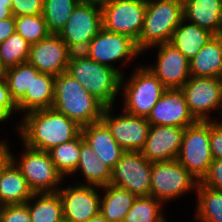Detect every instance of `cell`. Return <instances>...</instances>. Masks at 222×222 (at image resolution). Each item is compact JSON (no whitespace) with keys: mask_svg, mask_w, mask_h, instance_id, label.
<instances>
[{"mask_svg":"<svg viewBox=\"0 0 222 222\" xmlns=\"http://www.w3.org/2000/svg\"><path fill=\"white\" fill-rule=\"evenodd\" d=\"M183 18L208 30L213 35H221L222 1L183 0Z\"/></svg>","mask_w":222,"mask_h":222,"instance_id":"22","label":"cell"},{"mask_svg":"<svg viewBox=\"0 0 222 222\" xmlns=\"http://www.w3.org/2000/svg\"><path fill=\"white\" fill-rule=\"evenodd\" d=\"M197 183L176 159L152 163L150 196L161 202L185 194L196 188Z\"/></svg>","mask_w":222,"mask_h":222,"instance_id":"9","label":"cell"},{"mask_svg":"<svg viewBox=\"0 0 222 222\" xmlns=\"http://www.w3.org/2000/svg\"><path fill=\"white\" fill-rule=\"evenodd\" d=\"M5 154L16 164L27 180L34 193H55L58 191V183L63 180L62 175L56 170L49 152L25 146L26 150L21 156L20 163L9 151L8 145L0 142ZM57 187V189H53Z\"/></svg>","mask_w":222,"mask_h":222,"instance_id":"6","label":"cell"},{"mask_svg":"<svg viewBox=\"0 0 222 222\" xmlns=\"http://www.w3.org/2000/svg\"><path fill=\"white\" fill-rule=\"evenodd\" d=\"M18 110L16 102L11 97L8 85L3 78L0 79V122L8 119L13 110Z\"/></svg>","mask_w":222,"mask_h":222,"instance_id":"38","label":"cell"},{"mask_svg":"<svg viewBox=\"0 0 222 222\" xmlns=\"http://www.w3.org/2000/svg\"><path fill=\"white\" fill-rule=\"evenodd\" d=\"M135 70V74L123 85L124 111L147 118L167 88L148 68L140 67Z\"/></svg>","mask_w":222,"mask_h":222,"instance_id":"7","label":"cell"},{"mask_svg":"<svg viewBox=\"0 0 222 222\" xmlns=\"http://www.w3.org/2000/svg\"><path fill=\"white\" fill-rule=\"evenodd\" d=\"M158 199L154 197H137L123 222H165Z\"/></svg>","mask_w":222,"mask_h":222,"instance_id":"33","label":"cell"},{"mask_svg":"<svg viewBox=\"0 0 222 222\" xmlns=\"http://www.w3.org/2000/svg\"><path fill=\"white\" fill-rule=\"evenodd\" d=\"M185 127L150 125L142 155L150 162L177 159Z\"/></svg>","mask_w":222,"mask_h":222,"instance_id":"18","label":"cell"},{"mask_svg":"<svg viewBox=\"0 0 222 222\" xmlns=\"http://www.w3.org/2000/svg\"><path fill=\"white\" fill-rule=\"evenodd\" d=\"M1 211H2V206L0 205V222H1Z\"/></svg>","mask_w":222,"mask_h":222,"instance_id":"47","label":"cell"},{"mask_svg":"<svg viewBox=\"0 0 222 222\" xmlns=\"http://www.w3.org/2000/svg\"><path fill=\"white\" fill-rule=\"evenodd\" d=\"M81 134L97 157L113 170L125 151L116 142L107 125L100 120L81 127Z\"/></svg>","mask_w":222,"mask_h":222,"instance_id":"21","label":"cell"},{"mask_svg":"<svg viewBox=\"0 0 222 222\" xmlns=\"http://www.w3.org/2000/svg\"><path fill=\"white\" fill-rule=\"evenodd\" d=\"M111 107L104 109L101 120L110 129L116 142L124 151H141L144 148L150 123L145 117L129 114L125 111L123 115L112 118Z\"/></svg>","mask_w":222,"mask_h":222,"instance_id":"14","label":"cell"},{"mask_svg":"<svg viewBox=\"0 0 222 222\" xmlns=\"http://www.w3.org/2000/svg\"><path fill=\"white\" fill-rule=\"evenodd\" d=\"M1 222H31L27 204L2 206Z\"/></svg>","mask_w":222,"mask_h":222,"instance_id":"37","label":"cell"},{"mask_svg":"<svg viewBox=\"0 0 222 222\" xmlns=\"http://www.w3.org/2000/svg\"><path fill=\"white\" fill-rule=\"evenodd\" d=\"M54 75L40 72L32 65L30 91L16 103L18 111L32 112L52 107L54 100Z\"/></svg>","mask_w":222,"mask_h":222,"instance_id":"23","label":"cell"},{"mask_svg":"<svg viewBox=\"0 0 222 222\" xmlns=\"http://www.w3.org/2000/svg\"><path fill=\"white\" fill-rule=\"evenodd\" d=\"M81 169L86 185L96 186V188L104 187L110 184L112 177V170L97 157V154L84 141L81 134V151L78 167L76 171Z\"/></svg>","mask_w":222,"mask_h":222,"instance_id":"26","label":"cell"},{"mask_svg":"<svg viewBox=\"0 0 222 222\" xmlns=\"http://www.w3.org/2000/svg\"><path fill=\"white\" fill-rule=\"evenodd\" d=\"M189 64L190 76L222 78V36L214 35Z\"/></svg>","mask_w":222,"mask_h":222,"instance_id":"24","label":"cell"},{"mask_svg":"<svg viewBox=\"0 0 222 222\" xmlns=\"http://www.w3.org/2000/svg\"><path fill=\"white\" fill-rule=\"evenodd\" d=\"M102 28V8L78 4L58 34L72 53H82Z\"/></svg>","mask_w":222,"mask_h":222,"instance_id":"8","label":"cell"},{"mask_svg":"<svg viewBox=\"0 0 222 222\" xmlns=\"http://www.w3.org/2000/svg\"><path fill=\"white\" fill-rule=\"evenodd\" d=\"M78 0H44L43 17L50 34H59Z\"/></svg>","mask_w":222,"mask_h":222,"instance_id":"31","label":"cell"},{"mask_svg":"<svg viewBox=\"0 0 222 222\" xmlns=\"http://www.w3.org/2000/svg\"><path fill=\"white\" fill-rule=\"evenodd\" d=\"M30 44L18 33L0 43V63L4 70L28 62Z\"/></svg>","mask_w":222,"mask_h":222,"instance_id":"32","label":"cell"},{"mask_svg":"<svg viewBox=\"0 0 222 222\" xmlns=\"http://www.w3.org/2000/svg\"><path fill=\"white\" fill-rule=\"evenodd\" d=\"M16 33L20 34L30 45L38 43L50 33L42 15L14 17Z\"/></svg>","mask_w":222,"mask_h":222,"instance_id":"35","label":"cell"},{"mask_svg":"<svg viewBox=\"0 0 222 222\" xmlns=\"http://www.w3.org/2000/svg\"><path fill=\"white\" fill-rule=\"evenodd\" d=\"M100 188L106 189L107 192L100 201V213L108 222H123L137 197L130 191L112 184Z\"/></svg>","mask_w":222,"mask_h":222,"instance_id":"27","label":"cell"},{"mask_svg":"<svg viewBox=\"0 0 222 222\" xmlns=\"http://www.w3.org/2000/svg\"><path fill=\"white\" fill-rule=\"evenodd\" d=\"M4 72H5V70H4V68L1 66V63H0V79L3 78Z\"/></svg>","mask_w":222,"mask_h":222,"instance_id":"46","label":"cell"},{"mask_svg":"<svg viewBox=\"0 0 222 222\" xmlns=\"http://www.w3.org/2000/svg\"><path fill=\"white\" fill-rule=\"evenodd\" d=\"M197 214L200 222H222V190L211 189L197 183Z\"/></svg>","mask_w":222,"mask_h":222,"instance_id":"29","label":"cell"},{"mask_svg":"<svg viewBox=\"0 0 222 222\" xmlns=\"http://www.w3.org/2000/svg\"><path fill=\"white\" fill-rule=\"evenodd\" d=\"M210 147L213 159H222V122L210 120Z\"/></svg>","mask_w":222,"mask_h":222,"instance_id":"40","label":"cell"},{"mask_svg":"<svg viewBox=\"0 0 222 222\" xmlns=\"http://www.w3.org/2000/svg\"><path fill=\"white\" fill-rule=\"evenodd\" d=\"M22 121L18 132L24 146L46 152L81 133V127L75 121L52 108L26 113Z\"/></svg>","mask_w":222,"mask_h":222,"instance_id":"1","label":"cell"},{"mask_svg":"<svg viewBox=\"0 0 222 222\" xmlns=\"http://www.w3.org/2000/svg\"><path fill=\"white\" fill-rule=\"evenodd\" d=\"M0 4H6V7H11L12 0H0Z\"/></svg>","mask_w":222,"mask_h":222,"instance_id":"45","label":"cell"},{"mask_svg":"<svg viewBox=\"0 0 222 222\" xmlns=\"http://www.w3.org/2000/svg\"><path fill=\"white\" fill-rule=\"evenodd\" d=\"M51 108L83 127L100 121L106 107L87 92L80 82L63 72L54 77Z\"/></svg>","mask_w":222,"mask_h":222,"instance_id":"2","label":"cell"},{"mask_svg":"<svg viewBox=\"0 0 222 222\" xmlns=\"http://www.w3.org/2000/svg\"><path fill=\"white\" fill-rule=\"evenodd\" d=\"M201 183L211 189L222 190V159H213Z\"/></svg>","mask_w":222,"mask_h":222,"instance_id":"39","label":"cell"},{"mask_svg":"<svg viewBox=\"0 0 222 222\" xmlns=\"http://www.w3.org/2000/svg\"><path fill=\"white\" fill-rule=\"evenodd\" d=\"M3 79L8 85L11 97L17 103L25 95L26 91H30L32 65L29 62H24L8 68L4 72Z\"/></svg>","mask_w":222,"mask_h":222,"instance_id":"34","label":"cell"},{"mask_svg":"<svg viewBox=\"0 0 222 222\" xmlns=\"http://www.w3.org/2000/svg\"><path fill=\"white\" fill-rule=\"evenodd\" d=\"M81 151V133L73 140L49 150L56 170L63 176L73 174L78 167Z\"/></svg>","mask_w":222,"mask_h":222,"instance_id":"30","label":"cell"},{"mask_svg":"<svg viewBox=\"0 0 222 222\" xmlns=\"http://www.w3.org/2000/svg\"><path fill=\"white\" fill-rule=\"evenodd\" d=\"M87 222H108L107 219L99 212L91 217Z\"/></svg>","mask_w":222,"mask_h":222,"instance_id":"44","label":"cell"},{"mask_svg":"<svg viewBox=\"0 0 222 222\" xmlns=\"http://www.w3.org/2000/svg\"><path fill=\"white\" fill-rule=\"evenodd\" d=\"M66 72L105 107H111L124 84V75L116 68L99 64L82 53H71Z\"/></svg>","mask_w":222,"mask_h":222,"instance_id":"3","label":"cell"},{"mask_svg":"<svg viewBox=\"0 0 222 222\" xmlns=\"http://www.w3.org/2000/svg\"><path fill=\"white\" fill-rule=\"evenodd\" d=\"M181 90L188 109L196 120H209L207 112L217 107L222 112V78L191 76Z\"/></svg>","mask_w":222,"mask_h":222,"instance_id":"12","label":"cell"},{"mask_svg":"<svg viewBox=\"0 0 222 222\" xmlns=\"http://www.w3.org/2000/svg\"><path fill=\"white\" fill-rule=\"evenodd\" d=\"M182 19L183 0L147 1L143 29L136 43L139 51L169 43Z\"/></svg>","mask_w":222,"mask_h":222,"instance_id":"4","label":"cell"},{"mask_svg":"<svg viewBox=\"0 0 222 222\" xmlns=\"http://www.w3.org/2000/svg\"><path fill=\"white\" fill-rule=\"evenodd\" d=\"M44 0H12L11 12L14 17L43 14Z\"/></svg>","mask_w":222,"mask_h":222,"instance_id":"36","label":"cell"},{"mask_svg":"<svg viewBox=\"0 0 222 222\" xmlns=\"http://www.w3.org/2000/svg\"><path fill=\"white\" fill-rule=\"evenodd\" d=\"M16 32L14 16L0 20V43Z\"/></svg>","mask_w":222,"mask_h":222,"instance_id":"41","label":"cell"},{"mask_svg":"<svg viewBox=\"0 0 222 222\" xmlns=\"http://www.w3.org/2000/svg\"><path fill=\"white\" fill-rule=\"evenodd\" d=\"M150 125L188 127L197 120L188 109L181 88L166 89L147 117Z\"/></svg>","mask_w":222,"mask_h":222,"instance_id":"17","label":"cell"},{"mask_svg":"<svg viewBox=\"0 0 222 222\" xmlns=\"http://www.w3.org/2000/svg\"><path fill=\"white\" fill-rule=\"evenodd\" d=\"M37 196L39 199L33 204L30 200ZM29 201V202H28ZM26 202L31 217V222H64L63 203L58 192L34 193Z\"/></svg>","mask_w":222,"mask_h":222,"instance_id":"28","label":"cell"},{"mask_svg":"<svg viewBox=\"0 0 222 222\" xmlns=\"http://www.w3.org/2000/svg\"><path fill=\"white\" fill-rule=\"evenodd\" d=\"M11 7H6V4H0V20L12 17Z\"/></svg>","mask_w":222,"mask_h":222,"instance_id":"43","label":"cell"},{"mask_svg":"<svg viewBox=\"0 0 222 222\" xmlns=\"http://www.w3.org/2000/svg\"><path fill=\"white\" fill-rule=\"evenodd\" d=\"M159 47L157 64L147 67L167 89L181 88L191 77L190 60L170 43Z\"/></svg>","mask_w":222,"mask_h":222,"instance_id":"19","label":"cell"},{"mask_svg":"<svg viewBox=\"0 0 222 222\" xmlns=\"http://www.w3.org/2000/svg\"><path fill=\"white\" fill-rule=\"evenodd\" d=\"M83 53L99 64L114 68L110 64L111 61L115 62L125 58V61H129L141 52L137 48L136 42L130 37L108 31L102 27Z\"/></svg>","mask_w":222,"mask_h":222,"instance_id":"13","label":"cell"},{"mask_svg":"<svg viewBox=\"0 0 222 222\" xmlns=\"http://www.w3.org/2000/svg\"><path fill=\"white\" fill-rule=\"evenodd\" d=\"M33 194L22 172L0 144V205L24 204Z\"/></svg>","mask_w":222,"mask_h":222,"instance_id":"20","label":"cell"},{"mask_svg":"<svg viewBox=\"0 0 222 222\" xmlns=\"http://www.w3.org/2000/svg\"><path fill=\"white\" fill-rule=\"evenodd\" d=\"M146 1L113 0L102 8V27L138 42L146 11Z\"/></svg>","mask_w":222,"mask_h":222,"instance_id":"10","label":"cell"},{"mask_svg":"<svg viewBox=\"0 0 222 222\" xmlns=\"http://www.w3.org/2000/svg\"><path fill=\"white\" fill-rule=\"evenodd\" d=\"M151 168L152 163L141 151H125L112 170L110 184L124 188L136 197H149Z\"/></svg>","mask_w":222,"mask_h":222,"instance_id":"11","label":"cell"},{"mask_svg":"<svg viewBox=\"0 0 222 222\" xmlns=\"http://www.w3.org/2000/svg\"><path fill=\"white\" fill-rule=\"evenodd\" d=\"M71 53L58 34H49L31 44L28 62L42 73L57 76L66 72Z\"/></svg>","mask_w":222,"mask_h":222,"instance_id":"15","label":"cell"},{"mask_svg":"<svg viewBox=\"0 0 222 222\" xmlns=\"http://www.w3.org/2000/svg\"><path fill=\"white\" fill-rule=\"evenodd\" d=\"M113 0H78V4L93 5L103 8L105 5L111 3Z\"/></svg>","mask_w":222,"mask_h":222,"instance_id":"42","label":"cell"},{"mask_svg":"<svg viewBox=\"0 0 222 222\" xmlns=\"http://www.w3.org/2000/svg\"><path fill=\"white\" fill-rule=\"evenodd\" d=\"M96 186L79 185L58 189L63 203L64 222H87L100 212V197Z\"/></svg>","mask_w":222,"mask_h":222,"instance_id":"16","label":"cell"},{"mask_svg":"<svg viewBox=\"0 0 222 222\" xmlns=\"http://www.w3.org/2000/svg\"><path fill=\"white\" fill-rule=\"evenodd\" d=\"M198 182L207 175L213 161L210 147V120L196 121L184 129L176 159Z\"/></svg>","mask_w":222,"mask_h":222,"instance_id":"5","label":"cell"},{"mask_svg":"<svg viewBox=\"0 0 222 222\" xmlns=\"http://www.w3.org/2000/svg\"><path fill=\"white\" fill-rule=\"evenodd\" d=\"M184 18L174 30L170 44L177 48L188 60H191L214 36L208 30L200 28L196 24L185 23Z\"/></svg>","mask_w":222,"mask_h":222,"instance_id":"25","label":"cell"}]
</instances>
